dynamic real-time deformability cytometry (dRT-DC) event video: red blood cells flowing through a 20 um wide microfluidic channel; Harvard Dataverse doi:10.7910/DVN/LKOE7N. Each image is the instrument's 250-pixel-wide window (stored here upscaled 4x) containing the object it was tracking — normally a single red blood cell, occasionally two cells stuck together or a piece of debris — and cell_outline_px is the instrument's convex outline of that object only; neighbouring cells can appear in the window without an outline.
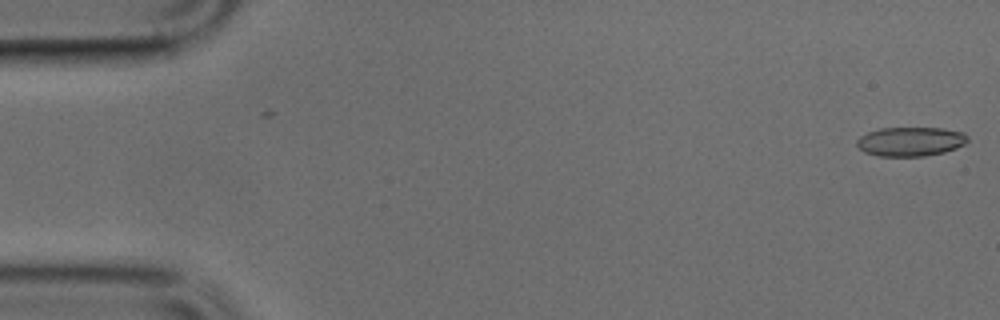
{"species": "common noctule bat (a hibernating species)", "species_latin": "Nyctalus noctula", "temperature_condition": "cold", "stored_images_in_passage": 33, "camera_frame_rate_fps": 3000, "um_per_image_px": 0.085, "animal": {"sex": "male", "body_mass_g": 17.9, "forearm_length_mm": 54.2}, "frame": {"image": 1, "passage_image": 1, "time_ms": 0.0, "image_size_px": [1000, 320], "cell_outline_px": [[968, 140], [964, 144], [956, 148], [944, 152], [924, 156], [880, 156], [864, 152], [856, 144], [856, 140], [860, 136], [868, 132], [880, 128], [944, 128], [964, 132], [968, 136]], "centroid_in_image_um": [77.4, 12.02], "position_along_channel_um": 7.6, "area_um2": 18.9}}
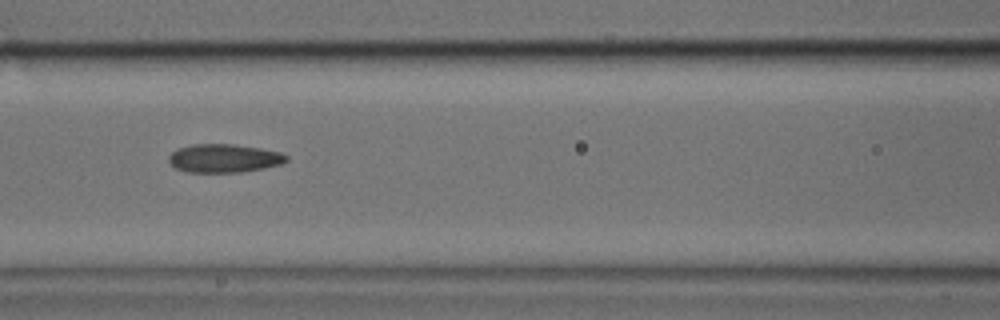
{"frame": {"image": 2, "passage_image": 21, "time_ms": 6.667, "image_size_px": [1000, 320], "cell_outline_px": [[288, 160], [280, 164], [264, 168], [240, 172], [188, 172], [176, 168], [168, 160], [168, 156], [176, 148], [192, 144], [232, 144], [260, 148], [280, 152], [288, 156]], "centroid_in_image_um": [19.03, 13.44], "position_along_channel_um": 147.6, "area_um2": 19.48}}
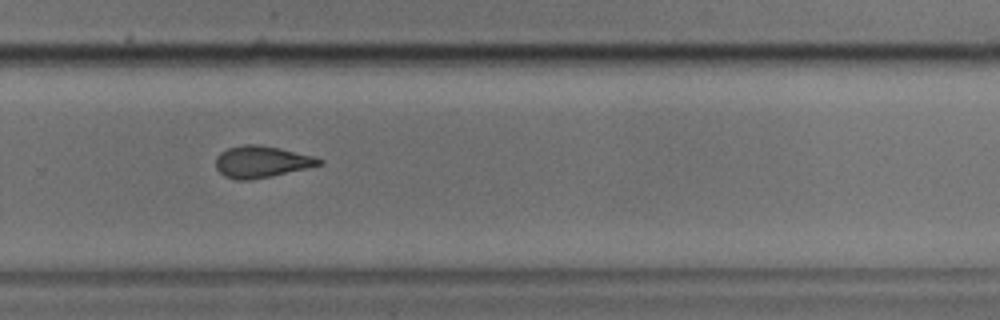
{"frame": {"image": 3, "passage_image": 33, "time_ms": 10.667, "image_size_px": [1000, 320], "cell_outline_px": [[324, 164], [308, 168], [272, 176], [248, 180], [236, 180], [224, 176], [216, 168], [216, 156], [220, 152], [228, 148], [244, 144], [260, 144], [280, 148], [312, 156], [324, 160]], "centroid_in_image_um": [22.23, 13.75], "position_along_channel_um": 307.6, "area_um2": 19.19}}